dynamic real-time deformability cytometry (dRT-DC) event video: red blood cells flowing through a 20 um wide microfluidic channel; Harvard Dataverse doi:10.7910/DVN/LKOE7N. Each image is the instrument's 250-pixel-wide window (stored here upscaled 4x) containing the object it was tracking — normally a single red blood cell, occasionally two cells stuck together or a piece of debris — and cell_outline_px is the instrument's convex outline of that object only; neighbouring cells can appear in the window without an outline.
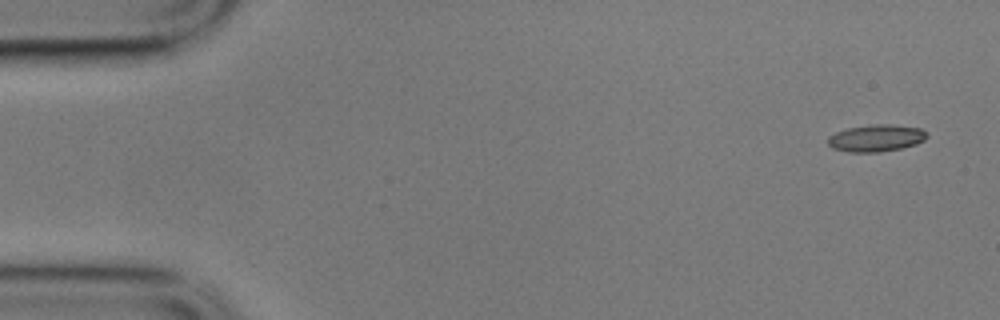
{"species": "common noctule bat (a hibernating species)", "species_latin": "Nyctalus noctula", "temperature_condition": "cold", "stored_images_in_passage": 4, "camera_frame_rate_fps": 3000, "um_per_image_px": 0.085, "animal": {"sex": "male", "body_mass_g": 17.9}, "frame": {"image": 1, "passage_image": 1, "time_ms": 0.0, "image_size_px": [1000, 320], "cell_outline_px": [[928, 136], [924, 140], [916, 144], [900, 148], [880, 152], [848, 152], [832, 148], [828, 144], [828, 136], [836, 132], [848, 128], [872, 124], [888, 124], [920, 128], [928, 132]], "centroid_in_image_um": [74.47, 11.73], "position_along_channel_um": 10.5, "area_um2": 15.61}}
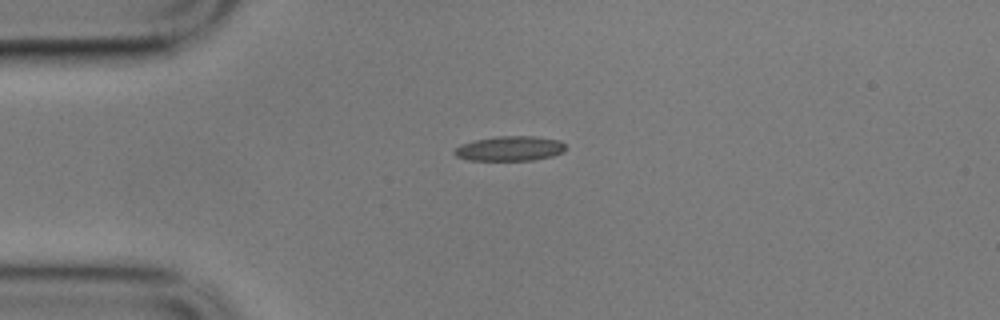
{"frame": {"image": 2, "passage_image": 4, "time_ms": 1.0, "image_size_px": [1000, 320], "cell_outline_px": [[564, 152], [552, 156], [532, 160], [468, 160], [456, 156], [452, 152], [460, 144], [472, 140], [496, 136], [536, 136], [560, 140], [564, 144]], "centroid_in_image_um": [43.31, 12.61], "position_along_channel_um": 41.7, "area_um2": 16.18}}